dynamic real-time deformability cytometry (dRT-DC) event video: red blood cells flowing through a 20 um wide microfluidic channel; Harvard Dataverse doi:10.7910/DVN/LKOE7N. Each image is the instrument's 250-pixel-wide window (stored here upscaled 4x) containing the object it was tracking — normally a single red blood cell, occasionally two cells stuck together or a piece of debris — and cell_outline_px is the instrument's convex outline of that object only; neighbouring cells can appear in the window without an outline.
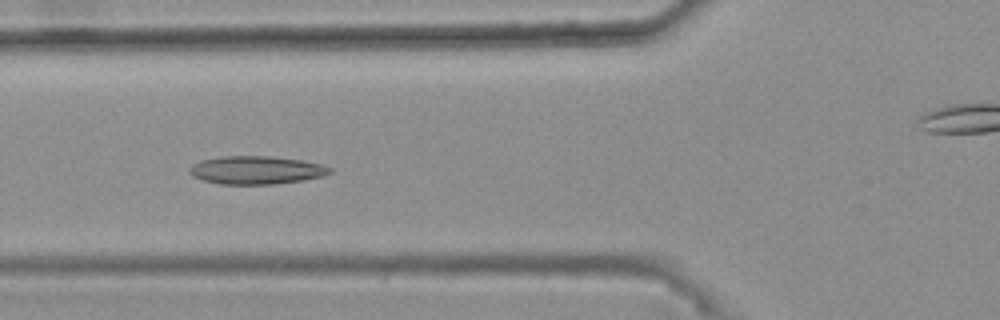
{"species": "common noctule bat (a hibernating species)", "species_latin": "Nyctalus noctula", "temperature_condition": "warm", "stored_images_in_passage": 42, "camera_frame_rate_fps": 3000, "um_per_image_px": 0.085, "animal": {"sex": "female", "body_mass_g": 25.1}, "frame": {"image": 1, "passage_image": 16, "time_ms": 5.0, "image_size_px": [1000, 320], "cell_outline_px": [[332, 172], [324, 176], [276, 184], [220, 184], [204, 180], [192, 176], [188, 172], [188, 168], [192, 164], [200, 160], [220, 156], [272, 156], [300, 160], [324, 164], [332, 168]], "centroid_in_image_um": [21.77, 14.45], "position_along_channel_um": 104.0, "area_um2": 23.18}}
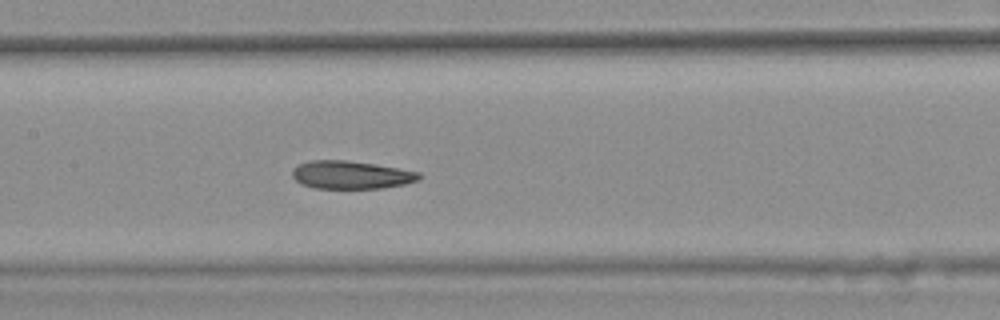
{"frame": {"image": 2, "passage_image": 22, "time_ms": 7.0, "image_size_px": [1000, 320], "cell_outline_px": [[424, 176], [420, 180], [404, 184], [384, 188], [312, 188], [300, 184], [292, 176], [292, 168], [300, 164], [312, 160], [344, 160], [376, 164], [420, 172]], "centroid_in_image_um": [29.86, 14.87], "position_along_channel_um": 177.5, "area_um2": 20.87}}
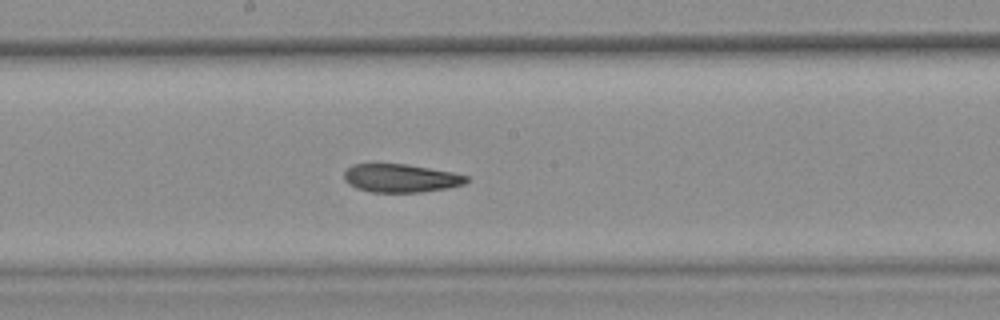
{"frame": {"image": 3, "passage_image": 25, "time_ms": 8.0, "image_size_px": [1000, 320], "cell_outline_px": [[468, 180], [464, 184], [448, 188], [420, 192], [372, 192], [356, 188], [348, 184], [344, 180], [344, 172], [352, 164], [408, 164], [452, 172], [468, 176]], "centroid_in_image_um": [34.05, 15.14], "position_along_channel_um": 214.1, "area_um2": 20.17}, "authors_computed_cell_mechanics": {"area_um2": 21.7328, "velocity_mm_per_s": 3.6744, "shape_relaxation_time_tau1_ms": null, "shape_relaxation_time_tau2_ms": 2.8972, "deformation_change_tau1": null, "deformation_change_tau2": 0.0804}}